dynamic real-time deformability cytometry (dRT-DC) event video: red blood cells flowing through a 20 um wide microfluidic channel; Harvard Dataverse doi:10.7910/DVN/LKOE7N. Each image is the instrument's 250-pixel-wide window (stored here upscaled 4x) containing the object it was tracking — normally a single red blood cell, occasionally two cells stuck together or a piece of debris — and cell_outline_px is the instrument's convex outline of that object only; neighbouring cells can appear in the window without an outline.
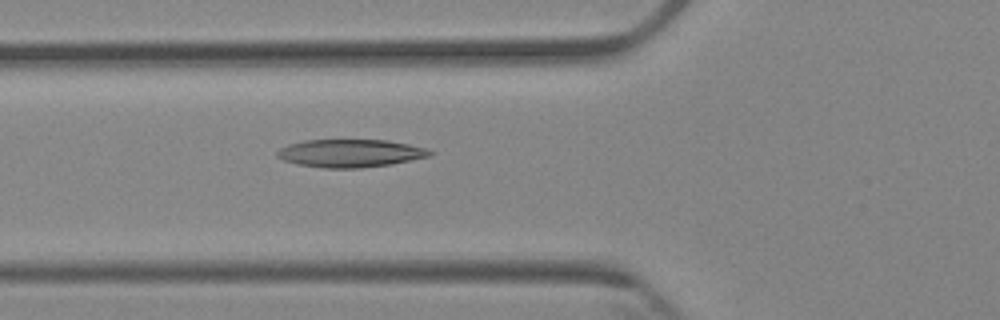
{"species": "Egyptian fruit bat (a non-hibernating species)", "species_latin": "Rousettus aegyptiacus", "temperature_condition": "cold", "stored_images_in_passage": 2, "camera_frame_rate_fps": 3000, "um_per_image_px": 0.085, "animal": {"sex": "female"}, "frame": {"image": 1, "passage_image": 2, "time_ms": 1.0, "image_size_px": [1000, 320], "cell_outline_px": [[436, 152], [432, 156], [392, 164], [360, 168], [324, 168], [296, 164], [284, 160], [276, 156], [276, 152], [280, 148], [288, 144], [304, 140], [388, 140], [428, 148]], "centroid_in_image_um": [29.82, 13.02], "position_along_channel_um": 96.0, "area_um2": 25.09}}